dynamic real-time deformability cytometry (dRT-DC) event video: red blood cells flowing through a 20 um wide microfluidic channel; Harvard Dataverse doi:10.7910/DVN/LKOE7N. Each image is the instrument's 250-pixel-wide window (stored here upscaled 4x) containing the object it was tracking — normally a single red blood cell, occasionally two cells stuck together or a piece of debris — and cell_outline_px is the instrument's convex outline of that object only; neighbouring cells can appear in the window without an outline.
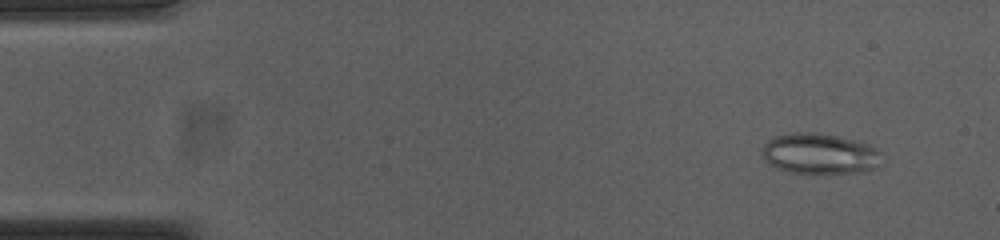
{"species": "common noctule bat (a hibernating species)", "species_latin": "Nyctalus noctula", "temperature_condition": "cold", "stored_images_in_passage": 55, "camera_frame_rate_fps": 3000, "um_per_image_px": 0.085, "animal": {"sex": "female", "body_mass_g": 23.0, "forearm_length_mm": 53.4}, "frame": {"image": 1, "passage_image": 5, "time_ms": 1.333, "image_size_px": [1000, 240], "cell_outline_px": [[880, 152], [876, 168], [864, 172], [816, 176], [788, 172], [776, 168], [768, 164], [764, 160], [760, 152], [760, 148], [772, 136], [796, 132], [816, 132], [836, 136], [852, 140], [876, 148]], "centroid_in_image_um": [69.58, 13.12], "position_along_channel_um": 15.4, "area_um2": 29.19}}
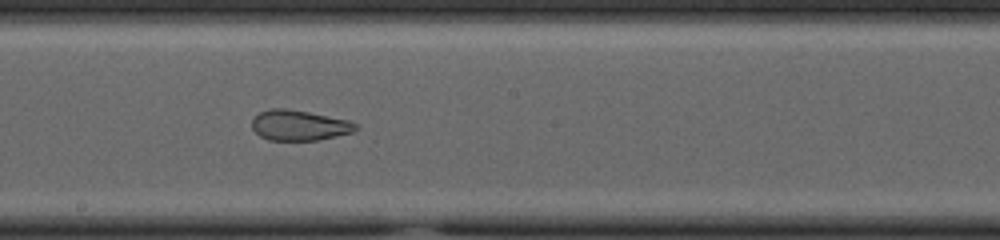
{"frame": {"image": 2, "passage_image": 30, "time_ms": 9.667, "image_size_px": [1000, 240], "cell_outline_px": [[360, 128], [352, 132], [320, 140], [268, 140], [260, 136], [252, 128], [252, 116], [260, 112], [272, 108], [288, 108], [348, 120], [356, 124]], "centroid_in_image_um": [25.41, 10.65], "position_along_channel_um": 222.8, "area_um2": 18.44}}
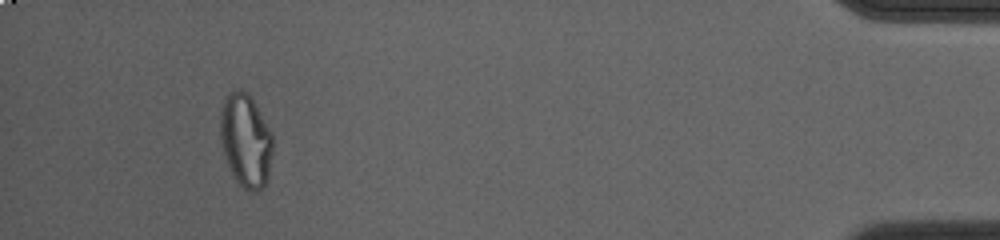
{"frame": {"image": 3, "passage_image": 51, "time_ms": 16.667, "image_size_px": [1000, 240], "cell_outline_px": [[272, 152], [268, 180], [264, 188], [256, 192], [248, 192], [236, 184], [228, 164], [220, 140], [220, 112], [224, 100], [228, 92], [236, 88], [240, 88], [248, 92], [272, 132]], "centroid_in_image_um": [20.89, 11.96], "position_along_channel_um": 414.3, "area_um2": 29.13}, "authors_computed_cell_mechanics": {"area_um2": 26.7614, "velocity_mm_per_s": 3.7205, "shape_relaxation_time_tau1_ms": null, "shape_relaxation_time_tau2_ms": 1.7049, "deformation_change_tau1": null, "deformation_change_tau2": 0.0831}}